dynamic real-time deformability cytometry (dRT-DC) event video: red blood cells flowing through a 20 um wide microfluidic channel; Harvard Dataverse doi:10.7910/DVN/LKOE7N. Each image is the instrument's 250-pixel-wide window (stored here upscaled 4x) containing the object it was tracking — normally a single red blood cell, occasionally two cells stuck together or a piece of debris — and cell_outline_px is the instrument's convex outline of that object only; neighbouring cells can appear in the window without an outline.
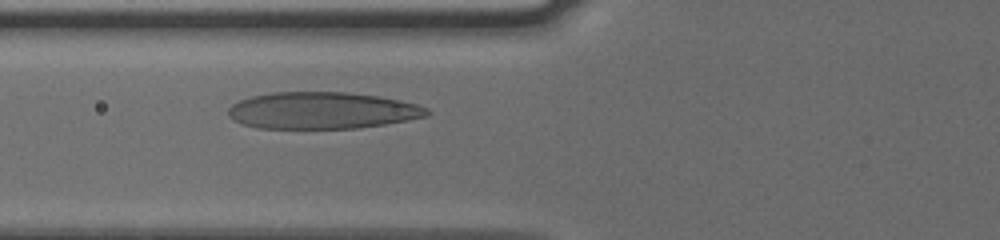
{"species": "human", "species_latin": "Homo sapiens", "temperature_condition": "cold", "stored_images_in_passage": 38, "camera_frame_rate_fps": 3000, "um_per_image_px": 0.085, "donor": {"sex": "male"}, "frame": {"image": 1, "passage_image": 12, "time_ms": 3.667, "image_size_px": [1000, 240], "cell_outline_px": [[432, 112], [428, 116], [408, 120], [384, 124], [356, 128], [260, 128], [244, 124], [228, 116], [228, 108], [232, 104], [240, 100], [252, 96], [276, 92], [344, 92], [380, 96], [400, 100], [416, 104], [428, 108]], "centroid_in_image_um": [27.42, 9.39], "position_along_channel_um": 98.4, "area_um2": 42.48}}
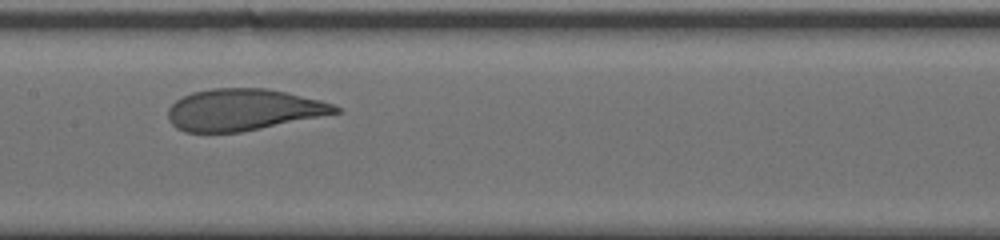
{"frame": {"image": 2, "passage_image": 19, "time_ms": 6.0, "image_size_px": [1000, 240], "cell_outline_px": [[344, 112], [240, 132], [184, 132], [176, 128], [168, 120], [168, 108], [176, 100], [192, 92], [212, 88], [268, 88], [320, 100], [332, 104], [340, 108]], "centroid_in_image_um": [20.67, 9.33], "position_along_channel_um": 186.7, "area_um2": 40.58}}
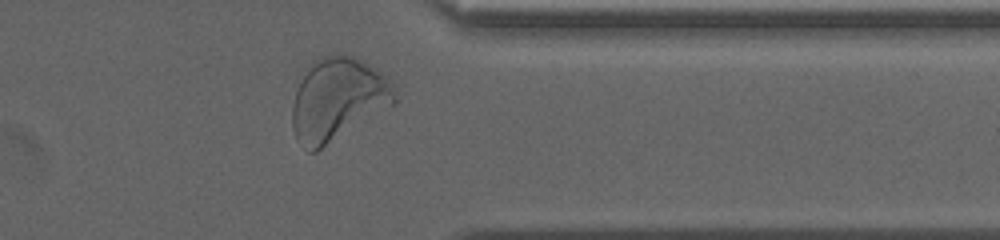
{"frame": {"image": 3, "passage_image": 35, "time_ms": 11.333, "image_size_px": [1000, 240], "cell_outline_px": [[396, 100], [392, 104], [316, 152], [308, 152], [296, 140], [292, 128], [292, 108], [296, 92], [312, 60], [320, 56], [340, 52], [352, 56], [376, 68], [388, 76], [392, 84], [396, 96]], "centroid_in_image_um": [28.69, 8.42], "position_along_channel_um": 382.7, "area_um2": 49.13}, "authors_computed_cell_mechanics": {"area_um2": 41.7316, "velocity_mm_per_s": 3.7544, "shape_relaxation_time_tau1_ms": 3.0298, "shape_relaxation_time_tau2_ms": 0.7152, "deformation_change_tau1": 0.1571, "deformation_change_tau2": 0.0762}}